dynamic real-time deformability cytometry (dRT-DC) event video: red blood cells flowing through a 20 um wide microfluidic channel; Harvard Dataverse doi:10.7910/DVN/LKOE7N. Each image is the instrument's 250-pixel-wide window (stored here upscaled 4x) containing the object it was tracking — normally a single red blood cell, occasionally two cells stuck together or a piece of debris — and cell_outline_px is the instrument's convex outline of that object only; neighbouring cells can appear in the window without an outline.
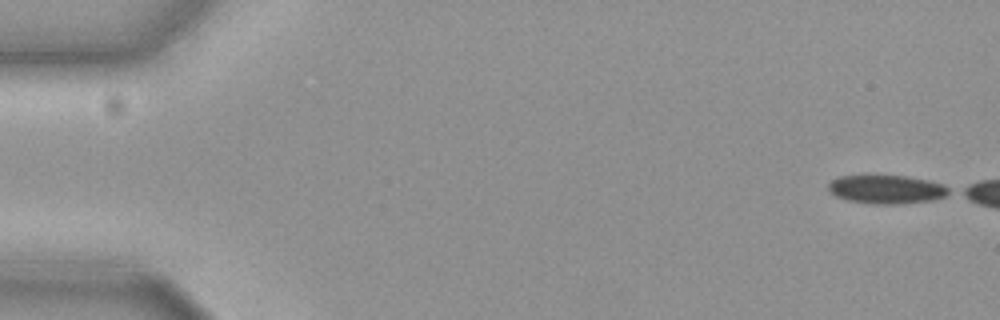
{"species": "common noctule bat (a hibernating species)", "species_latin": "Nyctalus noctula", "temperature_condition": "cold", "stored_images_in_passage": 6, "camera_frame_rate_fps": 3000, "um_per_image_px": 0.085, "animal": {"sex": "female", "body_mass_g": 19.3, "forearm_length_mm": 54.1}, "frame": {"image": 1, "passage_image": 1, "time_ms": 0.0, "image_size_px": [1000, 320], "cell_outline_px": [[952, 192], [944, 196], [928, 200], [896, 204], [872, 204], [848, 200], [836, 196], [828, 188], [828, 184], [836, 176], [860, 172], [876, 172], [908, 176], [928, 180], [944, 184], [952, 188]], "centroid_in_image_um": [75.3, 16.01], "position_along_channel_um": 9.7, "area_um2": 21.27}}